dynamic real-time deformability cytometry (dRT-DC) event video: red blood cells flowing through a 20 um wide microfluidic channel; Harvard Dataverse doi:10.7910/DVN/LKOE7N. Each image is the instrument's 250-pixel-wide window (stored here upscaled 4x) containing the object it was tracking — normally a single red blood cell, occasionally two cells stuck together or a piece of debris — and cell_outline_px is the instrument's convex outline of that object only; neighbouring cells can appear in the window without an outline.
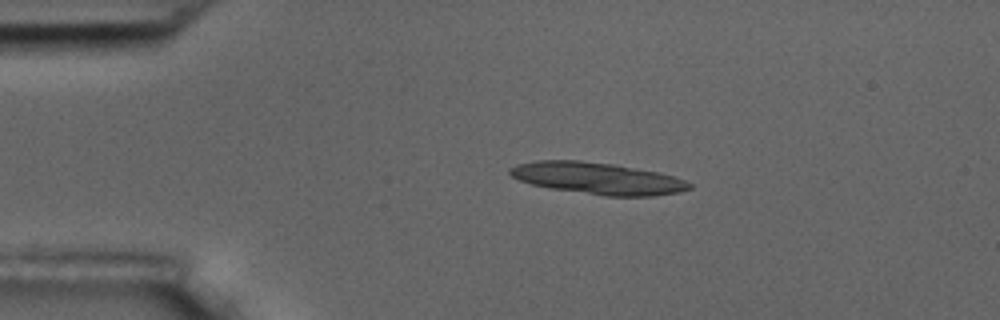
{"species": "common noctule bat (a hibernating species)", "species_latin": "Nyctalus noctula", "temperature_condition": "room temperature", "stored_images_in_passage": 5, "segment_of_instrument_passage": [1, 2], "camera_frame_rate_fps": 3000, "um_per_image_px": 0.085, "animal": {"sex": "male", "body_mass_g": 17.5, "forearm_length_mm": 52.3}, "frame": {"image": 1, "passage_image": 3, "time_ms": 2.333, "image_size_px": [1000, 320], "cell_outline_px": [[692, 188], [680, 192], [656, 196], [604, 196], [552, 188], [532, 184], [520, 180], [512, 176], [508, 172], [508, 168], [516, 164], [536, 160], [580, 160], [612, 164], [660, 172], [684, 180], [692, 184]], "centroid_in_image_um": [50.8, 15.15], "position_along_channel_um": 34.2, "area_um2": 33.23}}